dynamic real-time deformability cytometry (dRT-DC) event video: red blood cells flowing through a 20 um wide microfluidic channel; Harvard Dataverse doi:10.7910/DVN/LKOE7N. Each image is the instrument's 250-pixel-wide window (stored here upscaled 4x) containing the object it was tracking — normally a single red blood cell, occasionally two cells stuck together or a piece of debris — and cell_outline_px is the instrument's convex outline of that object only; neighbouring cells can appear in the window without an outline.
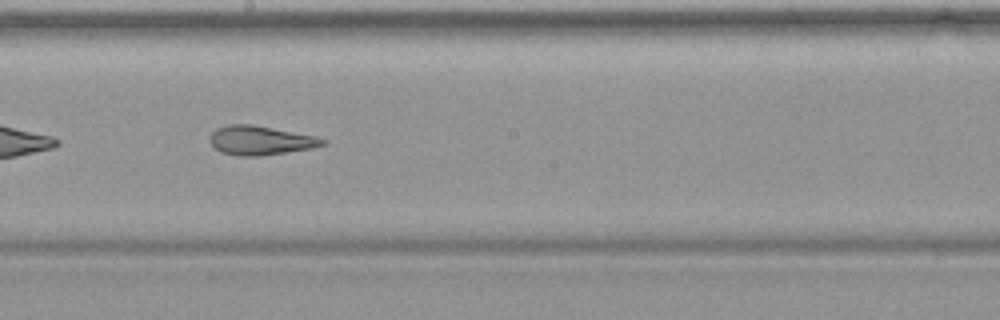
{"species": "common noctule bat (a hibernating species)", "species_latin": "Nyctalus noctula", "temperature_condition": "warm", "stored_images_in_passage": 39, "camera_frame_rate_fps": 3000, "um_per_image_px": 0.085, "animal": {"sex": "female", "body_mass_g": 19.9}, "frame": {"image": 1, "passage_image": 17, "time_ms": 5.333, "image_size_px": [1000, 320], "cell_outline_px": [[328, 140], [324, 144], [312, 148], [260, 156], [240, 156], [220, 152], [212, 148], [208, 140], [208, 136], [216, 128], [228, 124], [252, 124], [316, 136]], "centroid_in_image_um": [22.07, 11.93], "position_along_channel_um": 226.1, "area_um2": 19.36}}
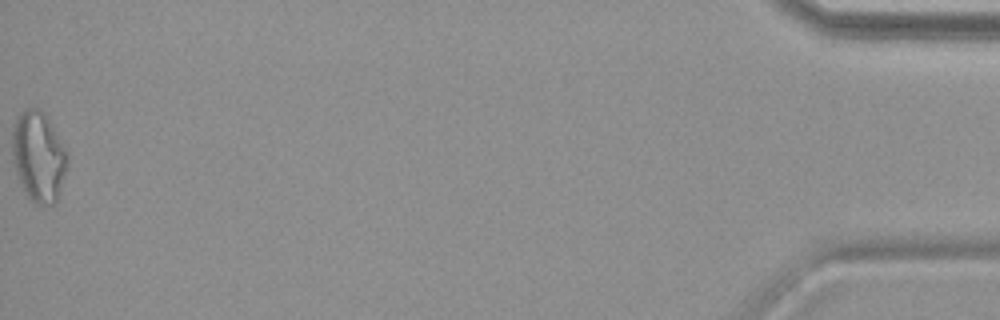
{"frame": {"image": 2, "passage_image": 39, "time_ms": 12.667, "image_size_px": [1000, 320], "cell_outline_px": [[68, 168], [56, 204], [36, 204], [24, 192], [16, 172], [12, 160], [12, 132], [16, 116], [24, 108], [40, 108], [44, 112], [68, 152]], "centroid_in_image_um": [3.29, 13.3], "position_along_channel_um": 431.9, "area_um2": 29.48}}